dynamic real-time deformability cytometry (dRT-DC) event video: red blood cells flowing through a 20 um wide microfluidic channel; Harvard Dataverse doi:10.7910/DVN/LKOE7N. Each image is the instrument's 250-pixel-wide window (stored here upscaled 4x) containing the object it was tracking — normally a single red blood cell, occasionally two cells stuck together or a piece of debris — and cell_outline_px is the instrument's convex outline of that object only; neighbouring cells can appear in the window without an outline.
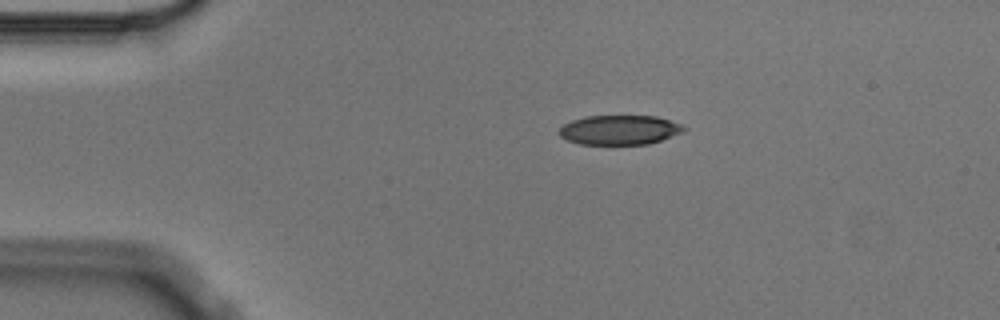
{"species": "Egyptian fruit bat (a non-hibernating species)", "species_latin": "Rousettus aegyptiacus", "temperature_condition": "cold", "stored_images_in_passage": 8, "camera_frame_rate_fps": 3000, "um_per_image_px": 0.085, "animal": {"sex": "male"}, "frame": {"image": 1, "passage_image": 2, "time_ms": 0.333, "image_size_px": [1000, 320], "cell_outline_px": [[688, 128], [684, 132], [648, 144], [580, 144], [568, 140], [560, 136], [560, 128], [564, 124], [572, 120], [584, 116], [656, 116], [680, 124]], "centroid_in_image_um": [52.67, 11.04], "position_along_channel_um": 32.3, "area_um2": 21.33}}
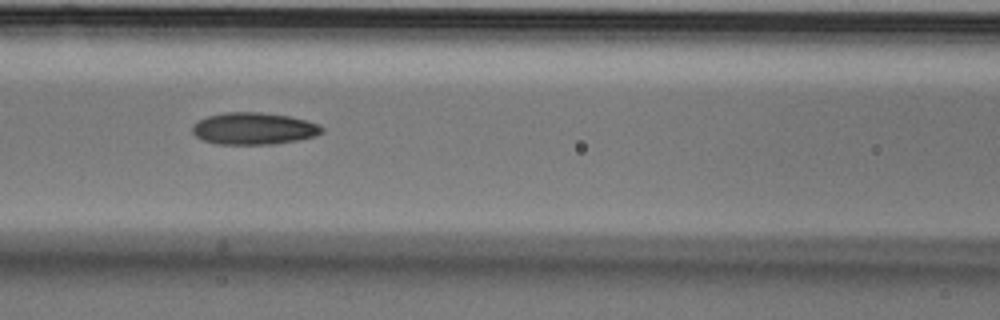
{"frame": {"image": 2, "passage_image": 5, "time_ms": 1.333, "image_size_px": [1000, 320], "cell_outline_px": [[324, 132], [316, 136], [296, 140], [272, 144], [216, 144], [204, 140], [196, 136], [192, 132], [192, 124], [196, 120], [208, 116], [224, 112], [260, 112], [288, 116], [308, 120], [320, 124], [324, 128]], "centroid_in_image_um": [21.57, 10.92], "position_along_channel_um": 145.0, "area_um2": 24.33}}
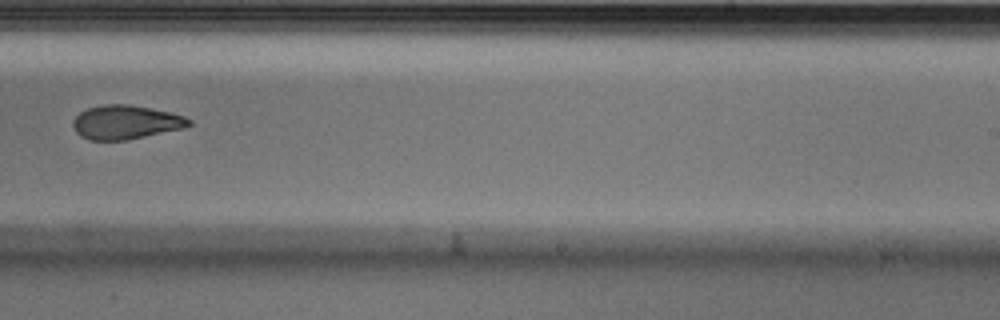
{"frame": {"image": 3, "passage_image": 8, "time_ms": 2.333, "image_size_px": [1000, 320], "cell_outline_px": [[192, 124], [184, 128], [128, 140], [88, 140], [80, 136], [76, 132], [72, 124], [72, 120], [80, 112], [88, 108], [104, 104], [128, 104], [172, 112], [184, 116], [192, 120]], "centroid_in_image_um": [10.69, 10.39], "position_along_channel_um": 278.3, "area_um2": 23.12}}